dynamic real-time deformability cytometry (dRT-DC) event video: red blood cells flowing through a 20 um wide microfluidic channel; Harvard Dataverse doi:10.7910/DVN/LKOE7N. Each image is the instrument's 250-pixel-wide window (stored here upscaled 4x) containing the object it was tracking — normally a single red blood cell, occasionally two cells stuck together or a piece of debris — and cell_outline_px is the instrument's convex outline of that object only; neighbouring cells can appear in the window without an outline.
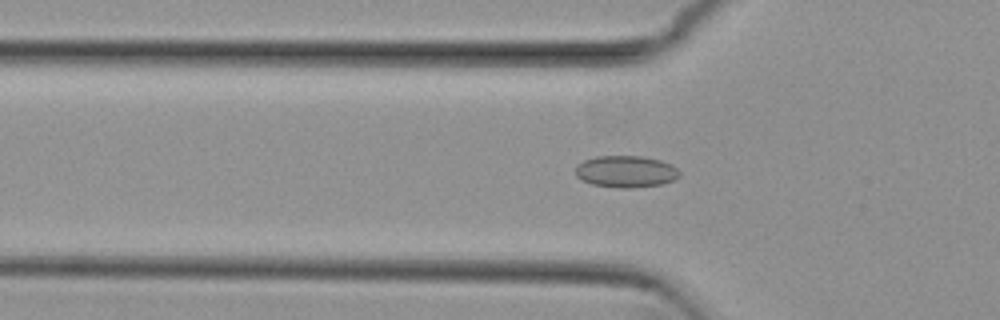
{"species": "common noctule bat (a hibernating species)", "species_latin": "Nyctalus noctula", "temperature_condition": "cold", "stored_images_in_passage": 34, "camera_frame_rate_fps": 3000, "um_per_image_px": 0.085, "animal": {"sex": "female", "body_mass_g": 29.2, "forearm_length_mm": 56.3}, "frame": {"image": 1, "passage_image": 3, "time_ms": 0.667, "image_size_px": [1000, 320], "cell_outline_px": [[680, 176], [676, 180], [664, 184], [632, 188], [616, 188], [592, 184], [580, 180], [576, 176], [576, 164], [584, 160], [596, 156], [640, 156], [660, 160], [676, 168], [680, 172]], "centroid_in_image_um": [53.19, 14.59], "position_along_channel_um": 72.6, "area_um2": 19.48}}
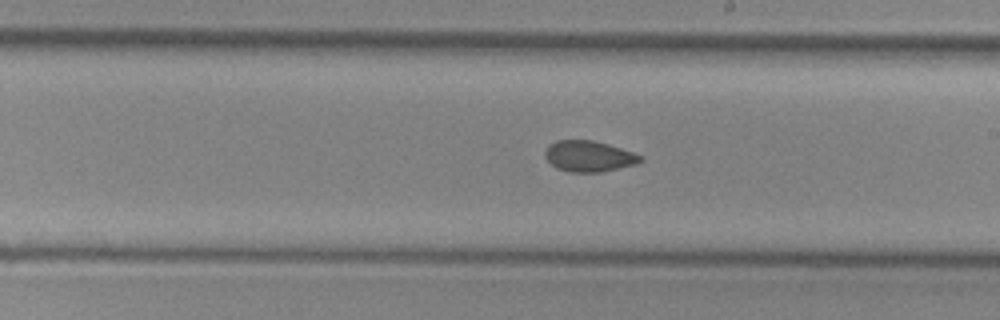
{"frame": {"image": 2, "passage_image": 16, "time_ms": 5.0, "image_size_px": [1000, 320], "cell_outline_px": [[644, 160], [636, 164], [600, 172], [568, 172], [556, 168], [544, 156], [544, 152], [556, 140], [592, 140], [608, 144], [644, 156]], "centroid_in_image_um": [50.07, 13.28], "position_along_channel_um": 238.9, "area_um2": 17.11}}
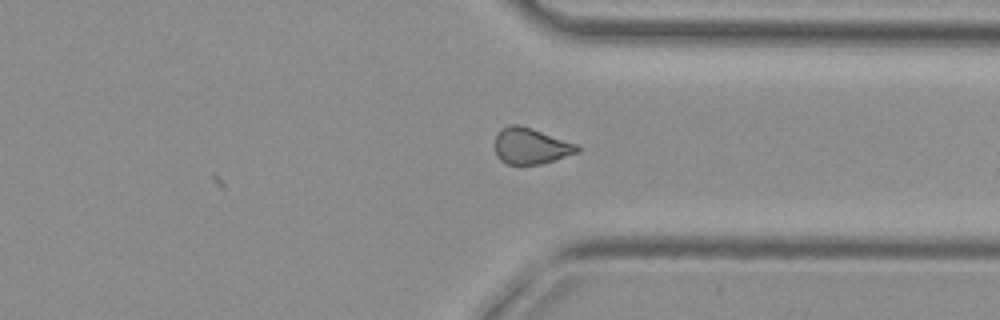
{"frame": {"image": 3, "passage_image": 26, "time_ms": 8.333, "image_size_px": [1000, 320], "cell_outline_px": [[580, 152], [540, 164], [504, 164], [496, 156], [496, 132], [500, 128], [508, 124], [520, 124], [580, 144]], "centroid_in_image_um": [45.13, 12.39], "position_along_channel_um": 366.3, "area_um2": 17.69}, "authors_computed_cell_mechanics": {"area_um2": 17.3111, "velocity_mm_per_s": 3.8265, "shape_relaxation_time_tau1_ms": null, "shape_relaxation_time_tau2_ms": 4.6117, "deformation_change_tau1": null, "deformation_change_tau2": 0.0902}}